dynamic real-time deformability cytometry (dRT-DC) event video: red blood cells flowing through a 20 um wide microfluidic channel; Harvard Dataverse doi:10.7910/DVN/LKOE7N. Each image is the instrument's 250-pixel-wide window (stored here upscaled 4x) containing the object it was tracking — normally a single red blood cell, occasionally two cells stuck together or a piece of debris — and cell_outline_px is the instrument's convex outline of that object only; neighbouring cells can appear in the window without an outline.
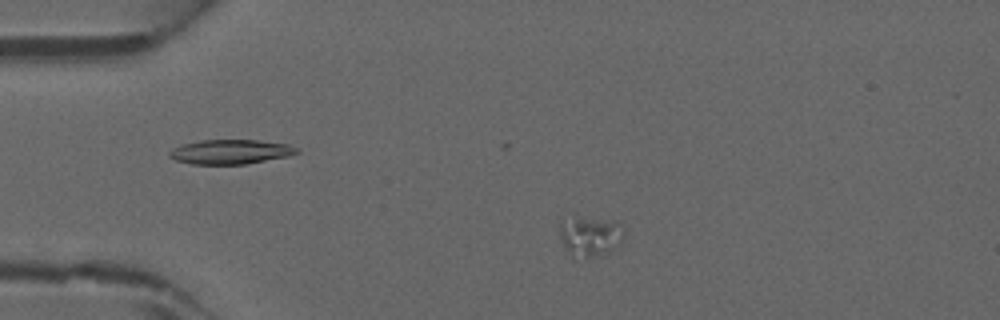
{"species": "common noctule bat (a hibernating species)", "species_latin": "Nyctalus noctula", "temperature_condition": "warm", "stored_images_in_passage": 44, "camera_frame_rate_fps": 3000, "um_per_image_px": 0.085, "animal": {"sex": "male", "forearm_length_mm": 52.5}, "frame": {"image": 1, "passage_image": 7, "time_ms": 2.0, "image_size_px": [1000, 320], "cell_outline_px": [[620, 248], [608, 252], [572, 260], [560, 236], [560, 224], [572, 212], [612, 224], [620, 240]], "centroid_in_image_um": [49.96, 20.09], "position_along_channel_um": 35.0, "area_um2": 14.45}}